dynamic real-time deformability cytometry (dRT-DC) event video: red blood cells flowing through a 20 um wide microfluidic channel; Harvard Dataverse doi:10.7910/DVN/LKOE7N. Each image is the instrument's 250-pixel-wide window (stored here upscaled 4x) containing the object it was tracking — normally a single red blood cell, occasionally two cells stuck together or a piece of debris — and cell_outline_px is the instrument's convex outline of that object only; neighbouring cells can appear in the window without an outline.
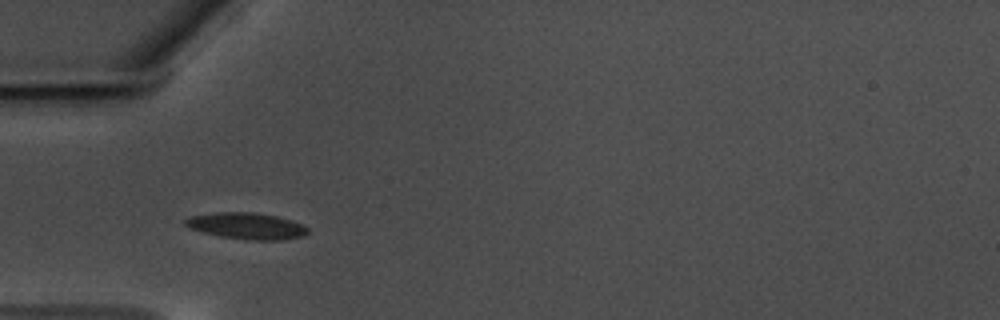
{"species": "common noctule bat (a hibernating species)", "species_latin": "Nyctalus noctula", "temperature_condition": "warm", "stored_images_in_passage": 41, "camera_frame_rate_fps": 3000, "um_per_image_px": 0.085, "animal": {"sex": "male", "body_mass_g": 17.5, "forearm_length_mm": 52.3}, "frame": {"image": 1, "passage_image": 1, "time_ms": 0.0, "image_size_px": [1000, 320], "cell_outline_px": [[308, 232], [304, 236], [280, 240], [244, 240], [220, 236], [200, 232], [188, 228], [184, 224], [184, 220], [192, 216], [216, 212], [252, 212], [276, 216], [292, 220], [304, 224], [308, 228]], "centroid_in_image_um": [20.96, 19.21], "position_along_channel_um": 64.0, "area_um2": 19.07}}
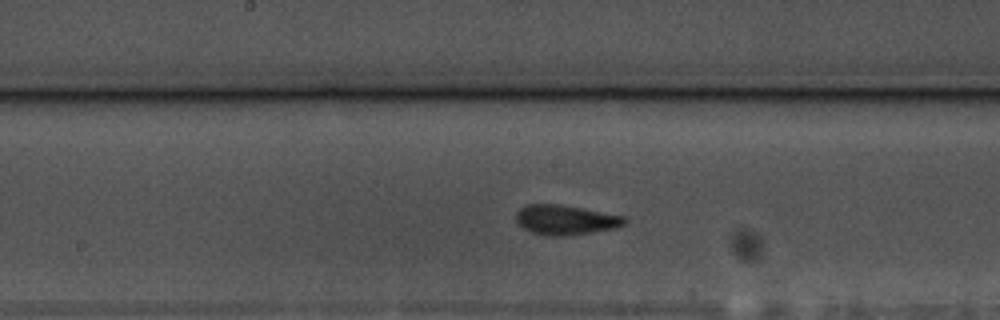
{"frame": {"image": 2, "passage_image": 13, "time_ms": 4.0, "image_size_px": [1000, 320], "cell_outline_px": [[628, 220], [624, 224], [612, 228], [592, 232], [564, 236], [544, 236], [528, 232], [516, 224], [516, 212], [520, 208], [528, 204], [560, 204], [624, 216]], "centroid_in_image_um": [47.99, 18.7], "position_along_channel_um": 200.2, "area_um2": 18.96}}
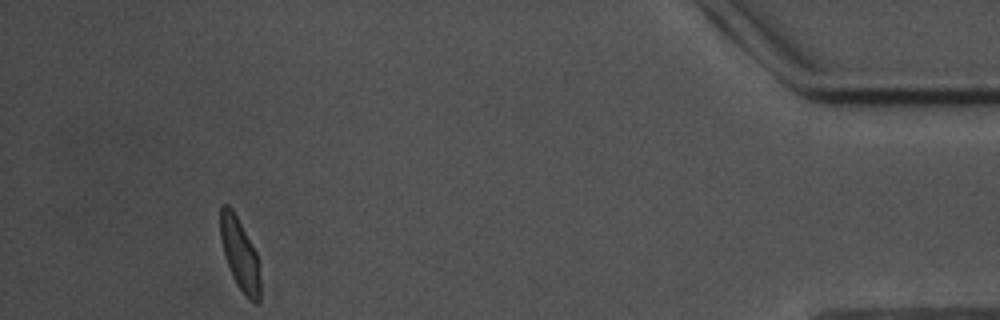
{"frame": {"image": 3, "passage_image": 37, "time_ms": 12.0, "image_size_px": [1000, 320], "cell_outline_px": [[260, 304], [256, 304], [248, 300], [236, 284], [232, 276], [224, 252], [220, 236], [220, 208], [224, 204], [228, 204], [232, 208], [256, 252], [260, 280]], "centroid_in_image_um": [20.39, 21.65], "position_along_channel_um": 414.8, "area_um2": 16.59}, "authors_computed_cell_mechanics": {"area_um2": 17.5712, "velocity_mm_per_s": 3.4664, "shape_relaxation_time_tau1_ms": 3.3245, "shape_relaxation_time_tau2_ms": 1.1696, "deformation_change_tau1": 0.1181, "deformation_change_tau2": 0.0782}}